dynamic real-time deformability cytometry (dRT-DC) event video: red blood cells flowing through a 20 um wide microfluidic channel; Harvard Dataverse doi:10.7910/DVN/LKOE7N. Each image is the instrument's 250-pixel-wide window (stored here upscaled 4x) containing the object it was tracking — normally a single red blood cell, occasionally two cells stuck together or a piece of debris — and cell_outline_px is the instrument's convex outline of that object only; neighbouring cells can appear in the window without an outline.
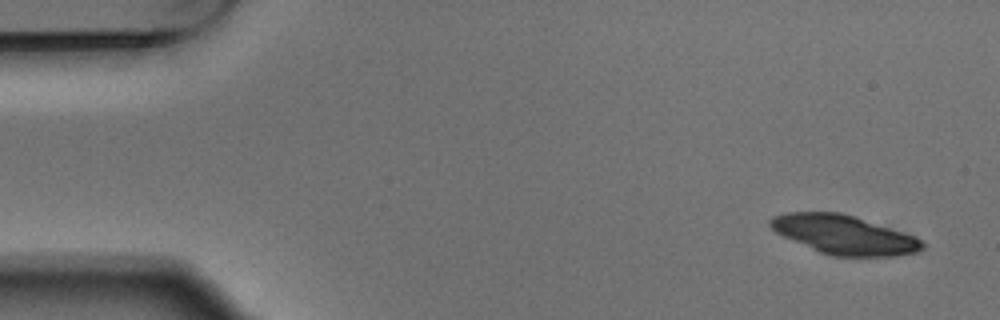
{"species": "Egyptian fruit bat (a non-hibernating species)", "species_latin": "Rousettus aegyptiacus", "temperature_condition": "warm", "stored_images_in_passage": 5, "camera_frame_rate_fps": 3000, "um_per_image_px": 0.085, "animal": {"sex": "male"}, "frame": {"image": 1, "passage_image": 1, "time_ms": 0.0, "image_size_px": [1000, 320], "cell_outline_px": [[924, 248], [920, 252], [896, 256], [832, 256], [820, 252], [784, 236], [776, 232], [768, 224], [768, 220], [772, 216], [788, 212], [840, 212], [916, 236], [924, 244]], "centroid_in_image_um": [71.75, 19.95], "position_along_channel_um": 13.2, "area_um2": 34.28}}